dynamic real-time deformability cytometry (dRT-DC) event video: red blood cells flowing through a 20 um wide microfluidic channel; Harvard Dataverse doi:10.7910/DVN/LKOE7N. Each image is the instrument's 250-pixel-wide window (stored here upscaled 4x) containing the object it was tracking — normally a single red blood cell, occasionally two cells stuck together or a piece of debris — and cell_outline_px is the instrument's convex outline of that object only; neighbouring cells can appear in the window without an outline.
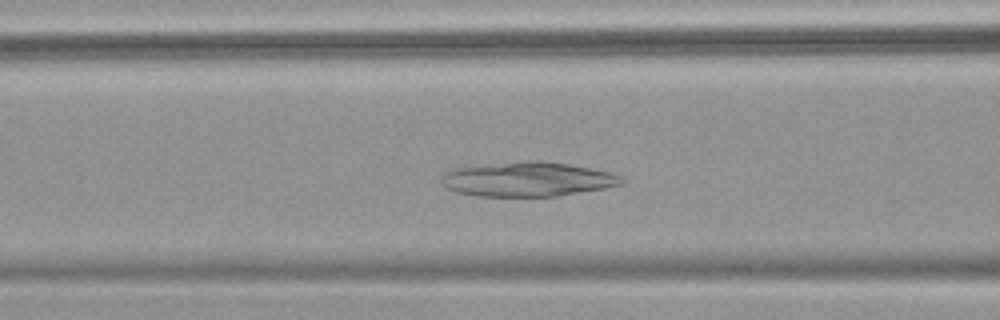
{"species": "common noctule bat (a hibernating species)", "species_latin": "Nyctalus noctula", "temperature_condition": "warm", "stored_images_in_passage": 37, "camera_frame_rate_fps": 3000, "um_per_image_px": 0.085, "animal": {"sex": "female", "body_mass_g": 18.4}, "frame": {"image": 1, "passage_image": 11, "time_ms": 3.333, "image_size_px": [1000, 320], "cell_outline_px": [[624, 184], [604, 188], [556, 196], [472, 196], [456, 192], [448, 188], [440, 180], [440, 176], [444, 172], [456, 168], [524, 160], [540, 160], [568, 164], [592, 168], [612, 172], [620, 176], [624, 180]], "centroid_in_image_um": [44.85, 15.23], "position_along_channel_um": 121.8, "area_um2": 36.3}}
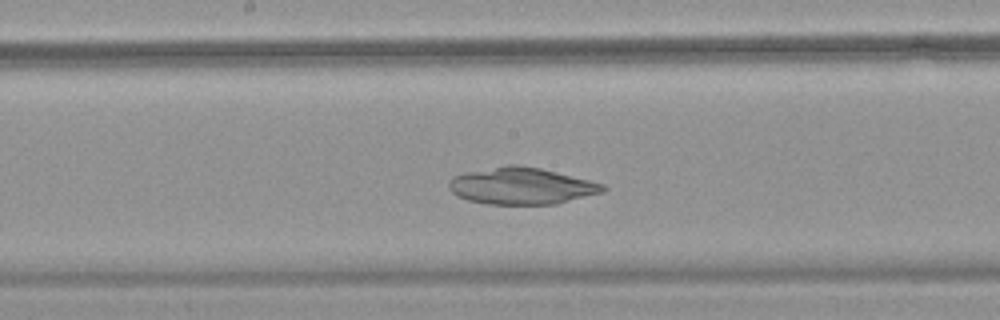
{"frame": {"image": 2, "passage_image": 17, "time_ms": 5.333, "image_size_px": [1000, 320], "cell_outline_px": [[608, 188], [604, 192], [556, 204], [488, 204], [468, 200], [456, 196], [448, 188], [448, 180], [452, 176], [464, 172], [508, 164], [520, 164], [540, 168], [604, 184]], "centroid_in_image_um": [44.28, 15.8], "position_along_channel_um": 203.9, "area_um2": 33.23}}
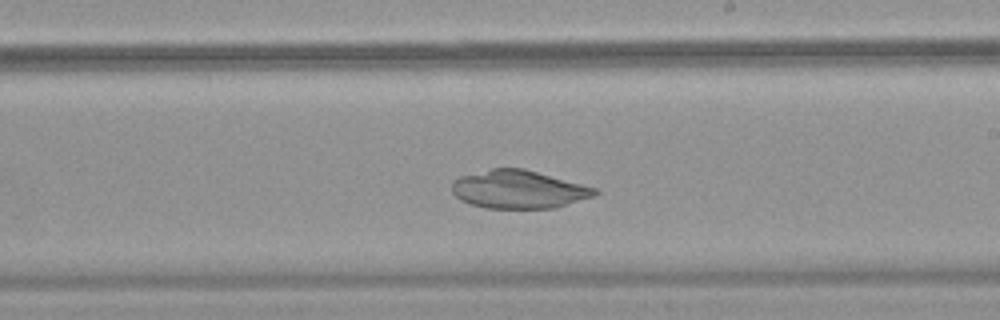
{"frame": {"image": 3, "passage_image": 20, "time_ms": 6.333, "image_size_px": [1000, 320], "cell_outline_px": [[600, 192], [596, 196], [556, 208], [488, 208], [472, 204], [460, 200], [452, 192], [452, 184], [460, 176], [492, 168], [524, 168], [596, 188]], "centroid_in_image_um": [44.12, 16.1], "position_along_channel_um": 244.9, "area_um2": 31.73}}